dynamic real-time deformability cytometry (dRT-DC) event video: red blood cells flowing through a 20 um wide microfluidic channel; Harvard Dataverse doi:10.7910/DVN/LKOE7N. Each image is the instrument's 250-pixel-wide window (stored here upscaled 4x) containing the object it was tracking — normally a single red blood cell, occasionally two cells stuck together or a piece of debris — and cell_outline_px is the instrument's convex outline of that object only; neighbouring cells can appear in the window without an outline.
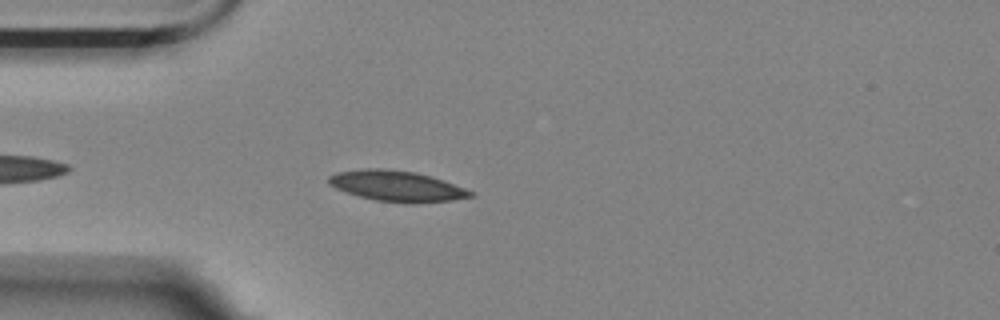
{"species": "Egyptian fruit bat (a non-hibernating species)", "species_latin": "Rousettus aegyptiacus", "temperature_condition": "room temperature", "stored_images_in_passage": 30, "camera_frame_rate_fps": 3000, "um_per_image_px": 0.085, "animal": {"sex": "female"}, "frame": {"image": 1, "passage_image": 5, "time_ms": 1.333, "image_size_px": [1000, 320], "cell_outline_px": [[476, 196], [452, 200], [416, 204], [404, 204], [376, 200], [360, 196], [336, 188], [328, 184], [328, 176], [336, 172], [364, 168], [384, 168], [416, 172], [444, 180], [476, 192]], "centroid_in_image_um": [33.78, 15.82], "position_along_channel_um": 51.2, "area_um2": 25.72}}
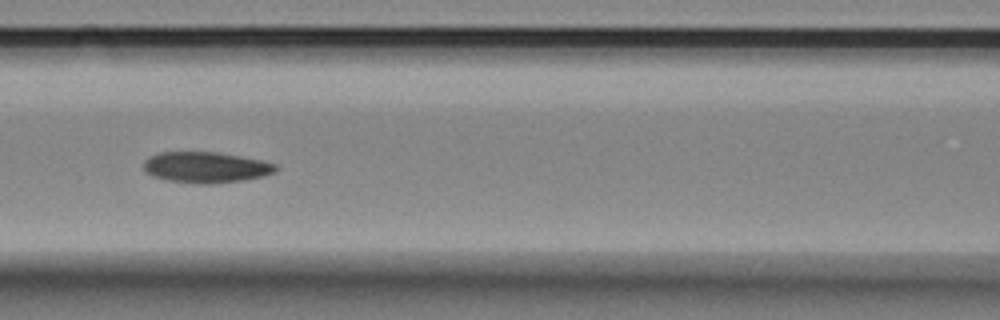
{"frame": {"image": 2, "passage_image": 14, "time_ms": 4.333, "image_size_px": [1000, 320], "cell_outline_px": [[276, 172], [260, 176], [240, 180], [208, 184], [200, 184], [168, 180], [152, 176], [144, 172], [144, 160], [148, 156], [160, 152], [216, 152], [240, 156], [260, 160], [276, 164]], "centroid_in_image_um": [17.43, 14.21], "position_along_channel_um": 149.2, "area_um2": 23.58}}
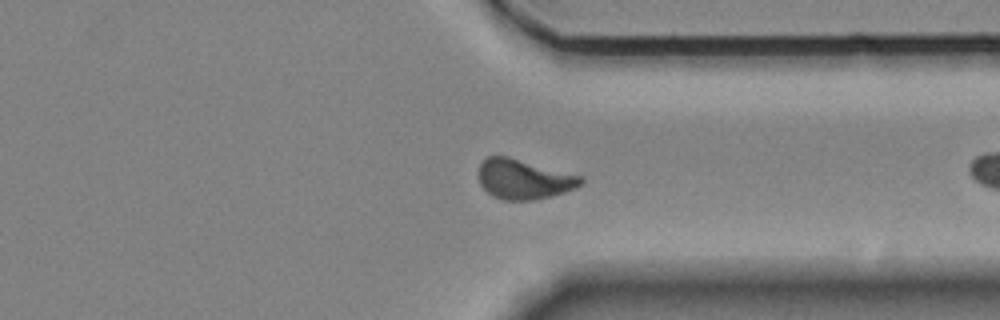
{"frame": {"image": 3, "passage_image": 29, "time_ms": 9.333, "image_size_px": [1000, 320], "cell_outline_px": [[584, 184], [576, 188], [564, 192], [532, 200], [504, 200], [492, 196], [480, 184], [480, 164], [488, 156], [508, 156], [584, 176]], "centroid_in_image_um": [44.57, 15.22], "position_along_channel_um": 366.8, "area_um2": 23.7}}